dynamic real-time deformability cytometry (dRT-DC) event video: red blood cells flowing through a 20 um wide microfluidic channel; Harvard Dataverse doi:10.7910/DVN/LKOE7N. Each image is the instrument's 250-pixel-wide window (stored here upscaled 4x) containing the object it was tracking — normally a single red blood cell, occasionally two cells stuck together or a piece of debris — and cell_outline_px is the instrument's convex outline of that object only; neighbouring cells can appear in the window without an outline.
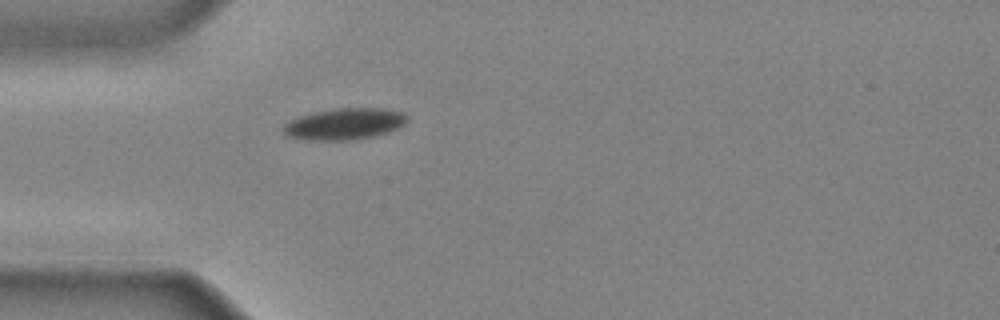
{"species": "common noctule bat (a hibernating species)", "species_latin": "Nyctalus noctula", "temperature_condition": "cold", "stored_images_in_passage": 28, "camera_frame_rate_fps": 3000, "um_per_image_px": 0.085, "animal": {"sex": "male", "body_mass_g": 20.4}, "frame": {"image": 1, "passage_image": 1, "time_ms": 0.0, "image_size_px": [1000, 320], "cell_outline_px": [[408, 120], [404, 124], [388, 132], [376, 136], [352, 140], [304, 140], [288, 136], [284, 132], [284, 124], [288, 120], [312, 112], [336, 108], [380, 108], [400, 112], [408, 116]], "centroid_in_image_um": [29.26, 10.54], "position_along_channel_um": 55.7, "area_um2": 22.72}}
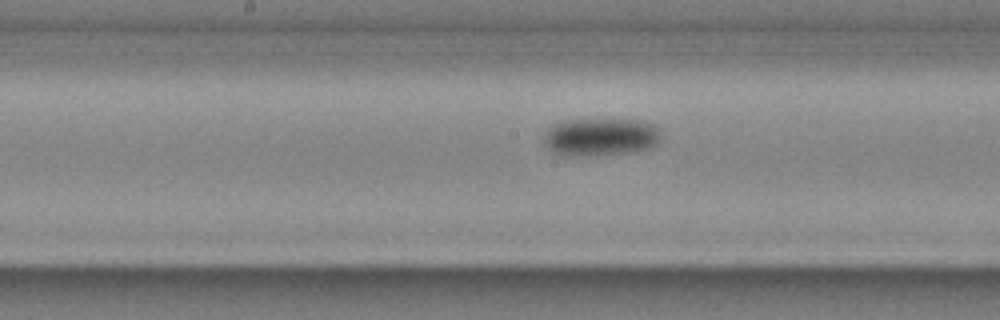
{"frame": {"image": 2, "passage_image": 11, "time_ms": 3.333, "image_size_px": [1000, 320], "cell_outline_px": [[660, 140], [656, 144], [648, 148], [628, 152], [592, 156], [560, 156], [552, 152], [544, 144], [544, 136], [548, 128], [552, 124], [564, 120], [640, 120], [656, 124], [660, 128]], "centroid_in_image_um": [51.02, 11.65], "position_along_channel_um": 197.2, "area_um2": 26.13}}
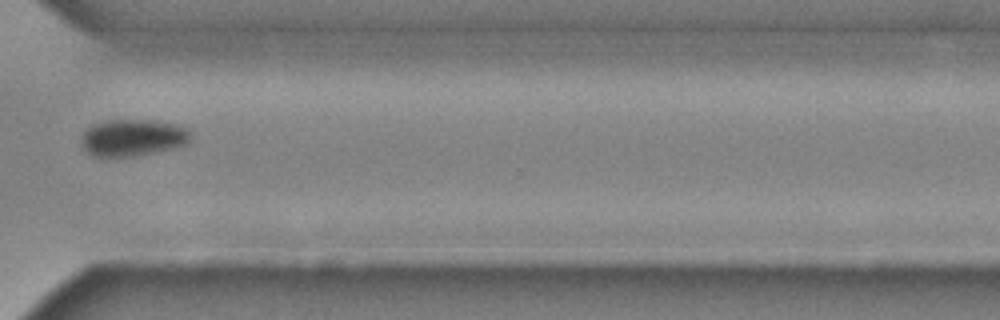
{"frame": {"image": 3, "passage_image": 22, "time_ms": 7.0, "image_size_px": [1000, 320], "cell_outline_px": [[192, 140], [188, 144], [176, 148], [136, 156], [92, 156], [80, 144], [84, 132], [92, 124], [100, 120], [160, 120], [184, 124]], "centroid_in_image_um": [11.34, 11.68], "position_along_channel_um": 359.3, "area_um2": 24.04}}